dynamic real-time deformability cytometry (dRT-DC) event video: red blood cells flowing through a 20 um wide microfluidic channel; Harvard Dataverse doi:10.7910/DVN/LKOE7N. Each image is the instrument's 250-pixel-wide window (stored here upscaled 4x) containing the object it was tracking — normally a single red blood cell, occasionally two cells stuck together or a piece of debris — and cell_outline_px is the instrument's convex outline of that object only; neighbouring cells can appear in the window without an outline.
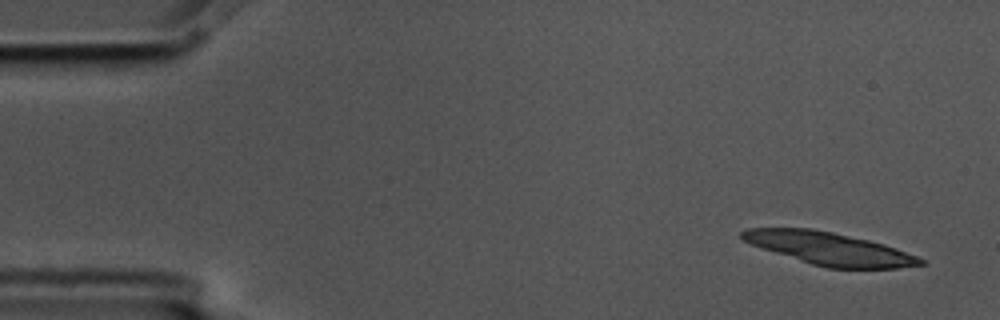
{"species": "common noctule bat (a hibernating species)", "species_latin": "Nyctalus noctula", "temperature_condition": "cold", "stored_images_in_passage": 4, "camera_frame_rate_fps": 3000, "um_per_image_px": 0.085, "animal": {"sex": "male", "body_mass_g": 17.5, "forearm_length_mm": 52.3}, "frame": {"image": 1, "passage_image": 1, "time_ms": 0.0, "image_size_px": [1000, 320], "cell_outline_px": [[928, 264], [896, 268], [828, 268], [812, 264], [752, 244], [744, 240], [740, 236], [740, 232], [744, 228], [812, 228], [832, 232], [868, 240], [884, 244], [896, 248], [916, 256], [924, 260]], "centroid_in_image_um": [70.52, 21.12], "position_along_channel_um": 14.5, "area_um2": 33.41}}